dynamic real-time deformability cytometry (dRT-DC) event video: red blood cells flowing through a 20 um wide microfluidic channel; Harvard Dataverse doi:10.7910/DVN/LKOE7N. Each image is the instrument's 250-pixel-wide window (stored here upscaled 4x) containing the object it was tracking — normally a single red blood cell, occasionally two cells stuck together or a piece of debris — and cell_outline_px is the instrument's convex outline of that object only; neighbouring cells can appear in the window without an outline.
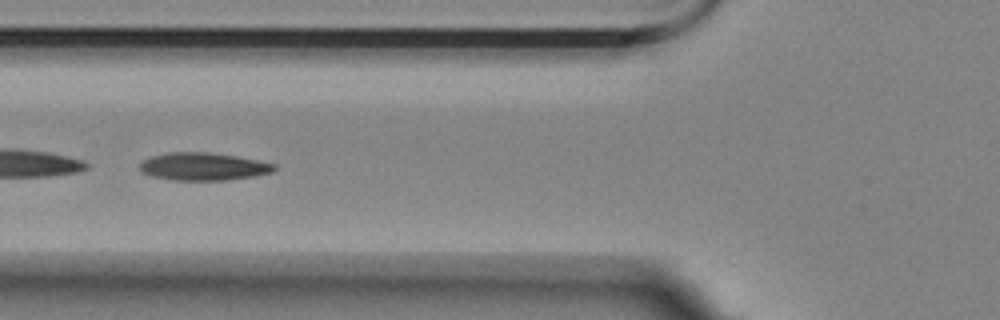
{"species": "Egyptian fruit bat (a non-hibernating species)", "species_latin": "Rousettus aegyptiacus", "temperature_condition": "room temperature", "stored_images_in_passage": 41, "camera_frame_rate_fps": 3000, "um_per_image_px": 0.085, "animal": {"sex": "female"}, "frame": {"image": 1, "passage_image": 14, "time_ms": 4.333, "image_size_px": [1000, 320], "cell_outline_px": [[276, 168], [272, 172], [252, 176], [224, 180], [172, 180], [152, 176], [140, 172], [140, 164], [144, 160], [152, 156], [168, 152], [208, 152], [236, 156], [276, 164]], "centroid_in_image_um": [17.25, 14.15], "position_along_channel_um": 108.5, "area_um2": 21.56}}
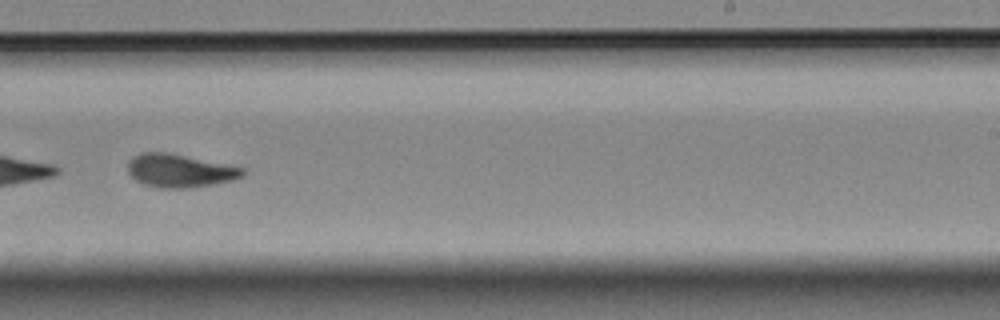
{"frame": {"image": 2, "passage_image": 28, "time_ms": 9.0, "image_size_px": [1000, 320], "cell_outline_px": [[248, 172], [244, 176], [232, 180], [212, 184], [188, 188], [160, 188], [144, 184], [136, 180], [128, 172], [128, 160], [132, 156], [140, 152], [168, 152], [244, 168]], "centroid_in_image_um": [15.27, 14.5], "position_along_channel_um": 273.7, "area_um2": 22.25}}
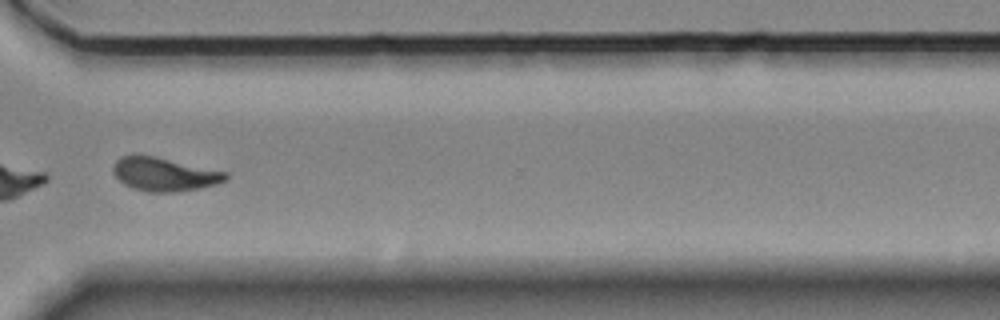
{"frame": {"image": 3, "passage_image": 35, "time_ms": 11.333, "image_size_px": [1000, 320], "cell_outline_px": [[228, 176], [224, 180], [216, 184], [200, 188], [180, 192], [148, 192], [132, 188], [124, 184], [112, 172], [112, 168], [116, 160], [120, 156], [156, 156], [228, 172]], "centroid_in_image_um": [13.97, 14.82], "position_along_channel_um": 356.6, "area_um2": 21.96}, "authors_computed_cell_mechanics": {"area_um2": 21.9062, "velocity_mm_per_s": 3.5405, "shape_relaxation_time_tau1_ms": 5.3524, "shape_relaxation_time_tau2_ms": 2.5943, "deformation_change_tau1": 0.2018, "deformation_change_tau2": 0.0807}}